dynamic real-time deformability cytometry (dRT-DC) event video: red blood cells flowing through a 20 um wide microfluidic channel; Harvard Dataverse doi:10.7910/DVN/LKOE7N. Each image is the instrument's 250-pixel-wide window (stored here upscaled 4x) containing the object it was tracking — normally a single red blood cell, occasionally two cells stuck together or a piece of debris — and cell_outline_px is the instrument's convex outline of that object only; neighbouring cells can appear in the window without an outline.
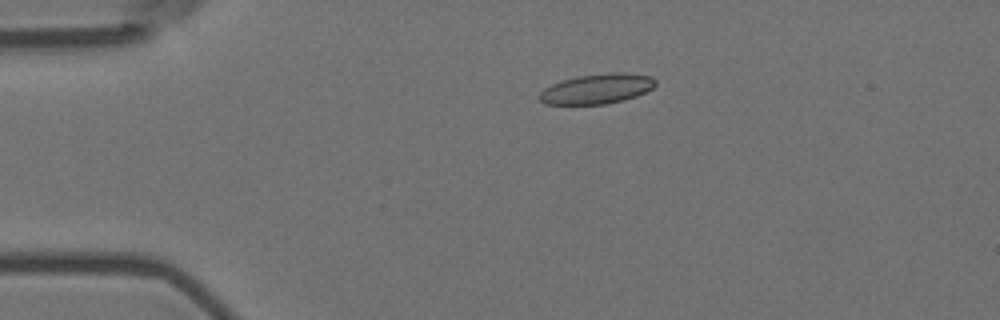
{"species": "Egyptian fruit bat (a non-hibernating species)", "species_latin": "Rousettus aegyptiacus", "temperature_condition": "room temperature", "stored_images_in_passage": 38, "camera_frame_rate_fps": 3000, "um_per_image_px": 0.085, "animal": {"sex": "female"}, "frame": {"image": 1, "passage_image": 2, "time_ms": 0.333, "image_size_px": [1000, 320], "cell_outline_px": [[656, 84], [652, 88], [636, 96], [624, 100], [604, 104], [544, 104], [540, 100], [540, 92], [544, 88], [552, 84], [564, 80], [580, 76], [612, 72], [648, 76], [656, 80]], "centroid_in_image_um": [50.72, 7.56], "position_along_channel_um": 34.3, "area_um2": 19.83}}
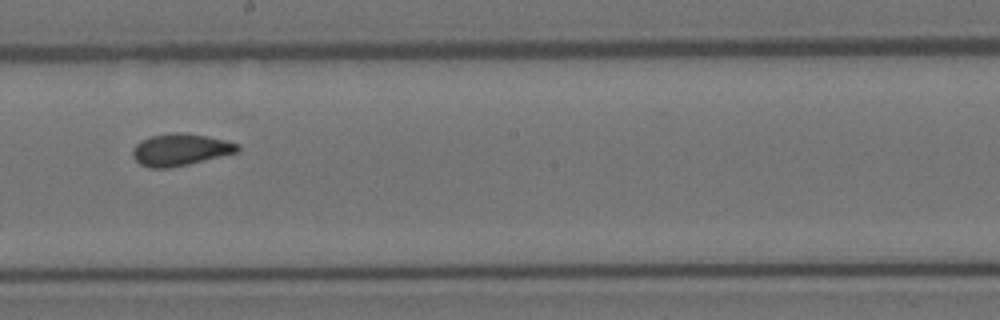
{"frame": {"image": 2, "passage_image": 22, "time_ms": 7.0, "image_size_px": [1000, 320], "cell_outline_px": [[240, 148], [236, 152], [188, 164], [168, 168], [148, 168], [140, 164], [132, 156], [132, 148], [140, 140], [152, 136], [172, 132], [184, 132], [224, 140], [240, 144]], "centroid_in_image_um": [15.27, 12.72], "position_along_channel_um": 232.9, "area_um2": 19.42}}
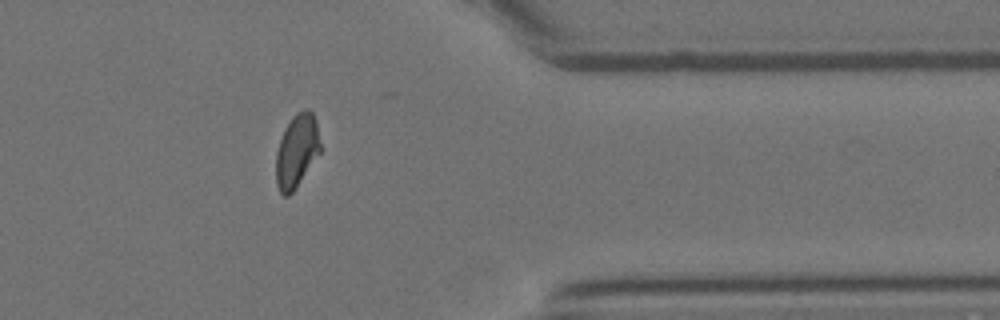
{"frame": {"image": 3, "passage_image": 36, "time_ms": 11.667, "image_size_px": [1000, 320], "cell_outline_px": [[320, 152], [292, 192], [288, 196], [284, 196], [280, 192], [276, 184], [276, 152], [284, 128], [292, 116], [296, 112], [304, 108], [308, 108], [312, 112], [316, 120], [320, 144]], "centroid_in_image_um": [25.21, 12.78], "position_along_channel_um": 386.2, "area_um2": 18.84}, "authors_computed_cell_mechanics": {"area_um2": 19.5653, "velocity_mm_per_s": 3.6106, "shape_relaxation_time_tau1_ms": 6.9818, "shape_relaxation_time_tau2_ms": 1.3521, "deformation_change_tau1": 0.1482, "deformation_change_tau2": 0.0713}}